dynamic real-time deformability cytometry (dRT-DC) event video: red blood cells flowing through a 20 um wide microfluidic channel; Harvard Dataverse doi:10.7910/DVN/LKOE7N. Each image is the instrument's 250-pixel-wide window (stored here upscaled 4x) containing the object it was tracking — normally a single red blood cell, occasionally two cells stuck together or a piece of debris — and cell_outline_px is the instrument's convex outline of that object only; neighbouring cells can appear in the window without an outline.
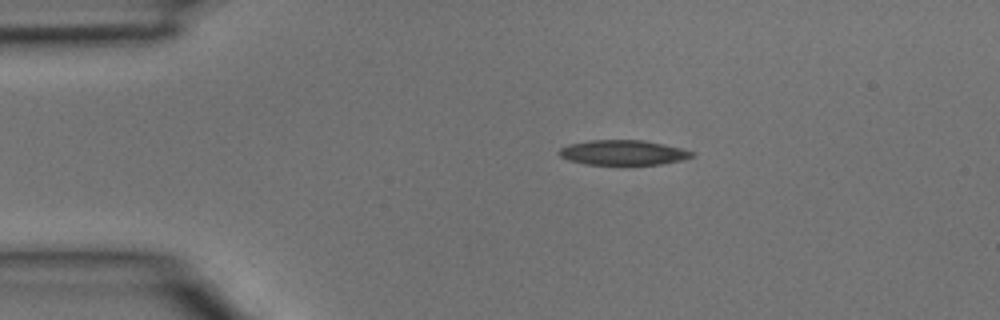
{"species": "common noctule bat (a hibernating species)", "species_latin": "Nyctalus noctula", "temperature_condition": "room temperature", "stored_images_in_passage": 3, "camera_frame_rate_fps": 3000, "um_per_image_px": 0.085, "animal": {"sex": "male", "body_mass_g": 15.6}, "frame": {"image": 1, "passage_image": 2, "time_ms": 0.333, "image_size_px": [1000, 320], "cell_outline_px": [[696, 156], [684, 160], [660, 164], [584, 164], [568, 160], [560, 156], [560, 148], [568, 144], [592, 140], [644, 140], [664, 144], [696, 152]], "centroid_in_image_um": [53.01, 12.96], "position_along_channel_um": 32.0, "area_um2": 19.31}}